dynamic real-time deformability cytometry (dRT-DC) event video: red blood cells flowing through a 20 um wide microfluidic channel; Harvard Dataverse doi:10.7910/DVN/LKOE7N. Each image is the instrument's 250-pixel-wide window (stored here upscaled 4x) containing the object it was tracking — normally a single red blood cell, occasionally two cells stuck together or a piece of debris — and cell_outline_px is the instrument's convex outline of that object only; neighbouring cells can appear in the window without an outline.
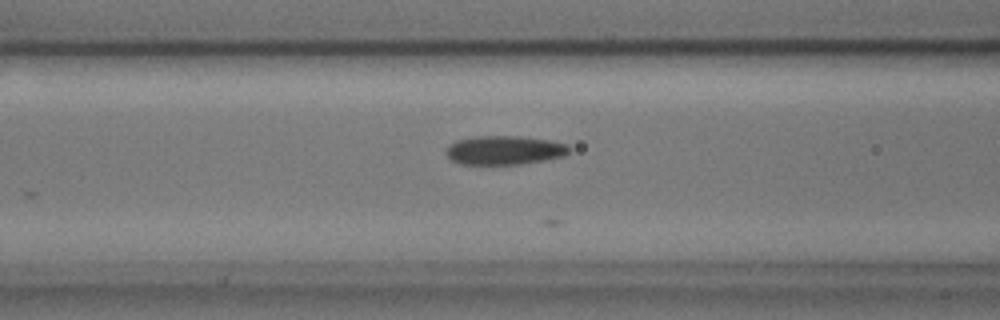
{"species": "common noctule bat (a hibernating species)", "species_latin": "Nyctalus noctula", "temperature_condition": "cold", "stored_images_in_passage": 15, "camera_frame_rate_fps": 3000, "um_per_image_px": 0.085, "animal": {"sex": "male", "body_mass_g": 17.9, "forearm_length_mm": 54.2}, "frame": {"image": 1, "passage_image": 10, "time_ms": 3.0, "image_size_px": [1000, 320], "cell_outline_px": [[572, 148], [564, 156], [544, 160], [520, 164], [460, 164], [452, 160], [444, 152], [448, 144], [456, 140], [480, 136], [516, 136], [548, 140], [568, 144]], "centroid_in_image_um": [42.86, 12.76], "position_along_channel_um": 123.7, "area_um2": 20.75}}
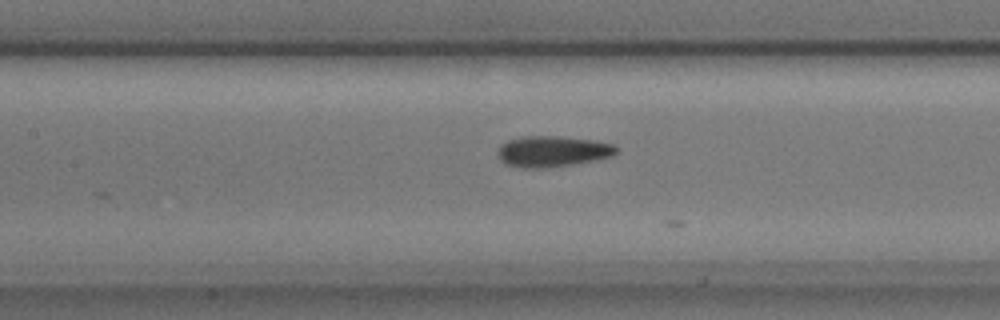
{"frame": {"image": 2, "passage_image": 13, "time_ms": 4.0, "image_size_px": [1000, 320], "cell_outline_px": [[620, 148], [612, 156], [596, 160], [552, 168], [520, 168], [504, 164], [496, 156], [496, 152], [500, 144], [508, 140], [520, 136], [560, 136], [596, 140], [612, 144]], "centroid_in_image_um": [46.92, 12.87], "position_along_channel_um": 160.5, "area_um2": 21.96}}